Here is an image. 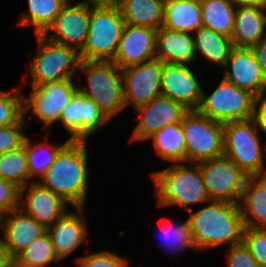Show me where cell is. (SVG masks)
Segmentation results:
<instances>
[{"label":"cell","instance_id":"obj_7","mask_svg":"<svg viewBox=\"0 0 266 267\" xmlns=\"http://www.w3.org/2000/svg\"><path fill=\"white\" fill-rule=\"evenodd\" d=\"M39 52L29 66L31 86L72 79L81 62L79 51L36 35Z\"/></svg>","mask_w":266,"mask_h":267},{"label":"cell","instance_id":"obj_41","mask_svg":"<svg viewBox=\"0 0 266 267\" xmlns=\"http://www.w3.org/2000/svg\"><path fill=\"white\" fill-rule=\"evenodd\" d=\"M255 119L259 129L266 134V91L256 97Z\"/></svg>","mask_w":266,"mask_h":267},{"label":"cell","instance_id":"obj_2","mask_svg":"<svg viewBox=\"0 0 266 267\" xmlns=\"http://www.w3.org/2000/svg\"><path fill=\"white\" fill-rule=\"evenodd\" d=\"M208 204L188 217L194 250L242 243L244 224L239 205L220 200H210Z\"/></svg>","mask_w":266,"mask_h":267},{"label":"cell","instance_id":"obj_13","mask_svg":"<svg viewBox=\"0 0 266 267\" xmlns=\"http://www.w3.org/2000/svg\"><path fill=\"white\" fill-rule=\"evenodd\" d=\"M108 121L110 119L96 103L79 91L71 103L62 109L59 119L63 128L70 134V141H86Z\"/></svg>","mask_w":266,"mask_h":267},{"label":"cell","instance_id":"obj_20","mask_svg":"<svg viewBox=\"0 0 266 267\" xmlns=\"http://www.w3.org/2000/svg\"><path fill=\"white\" fill-rule=\"evenodd\" d=\"M75 212H67L46 228L54 252L61 261L75 251L87 239L85 207H76Z\"/></svg>","mask_w":266,"mask_h":267},{"label":"cell","instance_id":"obj_1","mask_svg":"<svg viewBox=\"0 0 266 267\" xmlns=\"http://www.w3.org/2000/svg\"><path fill=\"white\" fill-rule=\"evenodd\" d=\"M87 141H68L38 182L73 208L84 207L89 189Z\"/></svg>","mask_w":266,"mask_h":267},{"label":"cell","instance_id":"obj_35","mask_svg":"<svg viewBox=\"0 0 266 267\" xmlns=\"http://www.w3.org/2000/svg\"><path fill=\"white\" fill-rule=\"evenodd\" d=\"M13 91H0V127L17 124L24 117L22 90L15 87Z\"/></svg>","mask_w":266,"mask_h":267},{"label":"cell","instance_id":"obj_39","mask_svg":"<svg viewBox=\"0 0 266 267\" xmlns=\"http://www.w3.org/2000/svg\"><path fill=\"white\" fill-rule=\"evenodd\" d=\"M20 188L0 178V216L19 208Z\"/></svg>","mask_w":266,"mask_h":267},{"label":"cell","instance_id":"obj_28","mask_svg":"<svg viewBox=\"0 0 266 267\" xmlns=\"http://www.w3.org/2000/svg\"><path fill=\"white\" fill-rule=\"evenodd\" d=\"M194 34L196 55L199 53L208 63L225 67L233 48L231 39L205 26L199 28Z\"/></svg>","mask_w":266,"mask_h":267},{"label":"cell","instance_id":"obj_30","mask_svg":"<svg viewBox=\"0 0 266 267\" xmlns=\"http://www.w3.org/2000/svg\"><path fill=\"white\" fill-rule=\"evenodd\" d=\"M203 26L231 38L236 6L230 0H199Z\"/></svg>","mask_w":266,"mask_h":267},{"label":"cell","instance_id":"obj_5","mask_svg":"<svg viewBox=\"0 0 266 267\" xmlns=\"http://www.w3.org/2000/svg\"><path fill=\"white\" fill-rule=\"evenodd\" d=\"M255 117L223 123V155L235 163L247 176L266 175L263 147Z\"/></svg>","mask_w":266,"mask_h":267},{"label":"cell","instance_id":"obj_22","mask_svg":"<svg viewBox=\"0 0 266 267\" xmlns=\"http://www.w3.org/2000/svg\"><path fill=\"white\" fill-rule=\"evenodd\" d=\"M238 205L244 227L266 230V175L247 176Z\"/></svg>","mask_w":266,"mask_h":267},{"label":"cell","instance_id":"obj_25","mask_svg":"<svg viewBox=\"0 0 266 267\" xmlns=\"http://www.w3.org/2000/svg\"><path fill=\"white\" fill-rule=\"evenodd\" d=\"M202 26L199 0H164L162 27L191 34Z\"/></svg>","mask_w":266,"mask_h":267},{"label":"cell","instance_id":"obj_26","mask_svg":"<svg viewBox=\"0 0 266 267\" xmlns=\"http://www.w3.org/2000/svg\"><path fill=\"white\" fill-rule=\"evenodd\" d=\"M128 25L158 30L164 20V0H119L117 3Z\"/></svg>","mask_w":266,"mask_h":267},{"label":"cell","instance_id":"obj_45","mask_svg":"<svg viewBox=\"0 0 266 267\" xmlns=\"http://www.w3.org/2000/svg\"><path fill=\"white\" fill-rule=\"evenodd\" d=\"M79 2L89 3L91 5H97V4H117L119 0H82Z\"/></svg>","mask_w":266,"mask_h":267},{"label":"cell","instance_id":"obj_23","mask_svg":"<svg viewBox=\"0 0 266 267\" xmlns=\"http://www.w3.org/2000/svg\"><path fill=\"white\" fill-rule=\"evenodd\" d=\"M196 58L194 38L189 33L160 27L156 33V59L166 63L190 64Z\"/></svg>","mask_w":266,"mask_h":267},{"label":"cell","instance_id":"obj_43","mask_svg":"<svg viewBox=\"0 0 266 267\" xmlns=\"http://www.w3.org/2000/svg\"><path fill=\"white\" fill-rule=\"evenodd\" d=\"M13 258L10 256L8 248L2 237H0V267H11Z\"/></svg>","mask_w":266,"mask_h":267},{"label":"cell","instance_id":"obj_12","mask_svg":"<svg viewBox=\"0 0 266 267\" xmlns=\"http://www.w3.org/2000/svg\"><path fill=\"white\" fill-rule=\"evenodd\" d=\"M125 106L136 109L161 95L162 62L154 59L149 62L131 65L121 69Z\"/></svg>","mask_w":266,"mask_h":267},{"label":"cell","instance_id":"obj_21","mask_svg":"<svg viewBox=\"0 0 266 267\" xmlns=\"http://www.w3.org/2000/svg\"><path fill=\"white\" fill-rule=\"evenodd\" d=\"M0 230L4 234L3 240L13 259L46 232L42 224L19 208L1 217Z\"/></svg>","mask_w":266,"mask_h":267},{"label":"cell","instance_id":"obj_9","mask_svg":"<svg viewBox=\"0 0 266 267\" xmlns=\"http://www.w3.org/2000/svg\"><path fill=\"white\" fill-rule=\"evenodd\" d=\"M187 163H199L223 156V124L198 110H189L182 119Z\"/></svg>","mask_w":266,"mask_h":267},{"label":"cell","instance_id":"obj_27","mask_svg":"<svg viewBox=\"0 0 266 267\" xmlns=\"http://www.w3.org/2000/svg\"><path fill=\"white\" fill-rule=\"evenodd\" d=\"M149 139L156 154L171 164L187 163L185 137L181 123L170 124L158 130Z\"/></svg>","mask_w":266,"mask_h":267},{"label":"cell","instance_id":"obj_17","mask_svg":"<svg viewBox=\"0 0 266 267\" xmlns=\"http://www.w3.org/2000/svg\"><path fill=\"white\" fill-rule=\"evenodd\" d=\"M156 33L153 28L125 24L112 62L123 69L156 59Z\"/></svg>","mask_w":266,"mask_h":267},{"label":"cell","instance_id":"obj_38","mask_svg":"<svg viewBox=\"0 0 266 267\" xmlns=\"http://www.w3.org/2000/svg\"><path fill=\"white\" fill-rule=\"evenodd\" d=\"M24 121L23 117L17 124L0 127V154L17 150L24 145Z\"/></svg>","mask_w":266,"mask_h":267},{"label":"cell","instance_id":"obj_8","mask_svg":"<svg viewBox=\"0 0 266 267\" xmlns=\"http://www.w3.org/2000/svg\"><path fill=\"white\" fill-rule=\"evenodd\" d=\"M201 114L219 123L248 120L255 117L256 96L224 78L210 95L202 91Z\"/></svg>","mask_w":266,"mask_h":267},{"label":"cell","instance_id":"obj_19","mask_svg":"<svg viewBox=\"0 0 266 267\" xmlns=\"http://www.w3.org/2000/svg\"><path fill=\"white\" fill-rule=\"evenodd\" d=\"M224 69L223 78L229 83L256 97L266 91V74L257 63L252 48L233 47Z\"/></svg>","mask_w":266,"mask_h":267},{"label":"cell","instance_id":"obj_34","mask_svg":"<svg viewBox=\"0 0 266 267\" xmlns=\"http://www.w3.org/2000/svg\"><path fill=\"white\" fill-rule=\"evenodd\" d=\"M165 223V224H164ZM163 223V230H161V237L164 240L166 250L172 252L181 251L186 252L187 248L194 249L195 244L192 237L191 227L189 219L182 224ZM160 237V238H161Z\"/></svg>","mask_w":266,"mask_h":267},{"label":"cell","instance_id":"obj_10","mask_svg":"<svg viewBox=\"0 0 266 267\" xmlns=\"http://www.w3.org/2000/svg\"><path fill=\"white\" fill-rule=\"evenodd\" d=\"M72 81L65 79L31 86L29 96L23 97L24 118H27L26 113L29 112L49 131V127L59 122L62 109L71 103L78 92V86Z\"/></svg>","mask_w":266,"mask_h":267},{"label":"cell","instance_id":"obj_36","mask_svg":"<svg viewBox=\"0 0 266 267\" xmlns=\"http://www.w3.org/2000/svg\"><path fill=\"white\" fill-rule=\"evenodd\" d=\"M242 242L258 266L266 267V230L244 227Z\"/></svg>","mask_w":266,"mask_h":267},{"label":"cell","instance_id":"obj_24","mask_svg":"<svg viewBox=\"0 0 266 267\" xmlns=\"http://www.w3.org/2000/svg\"><path fill=\"white\" fill-rule=\"evenodd\" d=\"M266 8L236 7L234 30L231 36L233 47L252 48L265 35Z\"/></svg>","mask_w":266,"mask_h":267},{"label":"cell","instance_id":"obj_29","mask_svg":"<svg viewBox=\"0 0 266 267\" xmlns=\"http://www.w3.org/2000/svg\"><path fill=\"white\" fill-rule=\"evenodd\" d=\"M69 0H28V12L22 13L16 26H33L35 35H43Z\"/></svg>","mask_w":266,"mask_h":267},{"label":"cell","instance_id":"obj_16","mask_svg":"<svg viewBox=\"0 0 266 267\" xmlns=\"http://www.w3.org/2000/svg\"><path fill=\"white\" fill-rule=\"evenodd\" d=\"M202 87L187 64L162 62L161 95L197 110L202 99Z\"/></svg>","mask_w":266,"mask_h":267},{"label":"cell","instance_id":"obj_31","mask_svg":"<svg viewBox=\"0 0 266 267\" xmlns=\"http://www.w3.org/2000/svg\"><path fill=\"white\" fill-rule=\"evenodd\" d=\"M47 139L45 136L43 142L32 145L30 137L26 136V160L31 181H34L32 177L41 178L45 174L59 150L69 141L66 140L63 144L55 146L48 143Z\"/></svg>","mask_w":266,"mask_h":267},{"label":"cell","instance_id":"obj_15","mask_svg":"<svg viewBox=\"0 0 266 267\" xmlns=\"http://www.w3.org/2000/svg\"><path fill=\"white\" fill-rule=\"evenodd\" d=\"M141 115L130 142L149 140L158 130L170 124L181 123L189 111L182 103L160 95L135 109Z\"/></svg>","mask_w":266,"mask_h":267},{"label":"cell","instance_id":"obj_46","mask_svg":"<svg viewBox=\"0 0 266 267\" xmlns=\"http://www.w3.org/2000/svg\"><path fill=\"white\" fill-rule=\"evenodd\" d=\"M11 267H30V266H25L23 264H20L15 259H13V261L11 263Z\"/></svg>","mask_w":266,"mask_h":267},{"label":"cell","instance_id":"obj_44","mask_svg":"<svg viewBox=\"0 0 266 267\" xmlns=\"http://www.w3.org/2000/svg\"><path fill=\"white\" fill-rule=\"evenodd\" d=\"M236 7H259L266 8V0H230Z\"/></svg>","mask_w":266,"mask_h":267},{"label":"cell","instance_id":"obj_33","mask_svg":"<svg viewBox=\"0 0 266 267\" xmlns=\"http://www.w3.org/2000/svg\"><path fill=\"white\" fill-rule=\"evenodd\" d=\"M14 259L30 267H48L51 262H60L47 232L28 245Z\"/></svg>","mask_w":266,"mask_h":267},{"label":"cell","instance_id":"obj_14","mask_svg":"<svg viewBox=\"0 0 266 267\" xmlns=\"http://www.w3.org/2000/svg\"><path fill=\"white\" fill-rule=\"evenodd\" d=\"M89 18V3L78 2L73 5L69 0L43 35L52 42L80 51L87 39ZM50 31L53 32L52 36H48Z\"/></svg>","mask_w":266,"mask_h":267},{"label":"cell","instance_id":"obj_11","mask_svg":"<svg viewBox=\"0 0 266 267\" xmlns=\"http://www.w3.org/2000/svg\"><path fill=\"white\" fill-rule=\"evenodd\" d=\"M210 200L238 204L247 175L224 155L198 163Z\"/></svg>","mask_w":266,"mask_h":267},{"label":"cell","instance_id":"obj_32","mask_svg":"<svg viewBox=\"0 0 266 267\" xmlns=\"http://www.w3.org/2000/svg\"><path fill=\"white\" fill-rule=\"evenodd\" d=\"M0 178L20 189L31 182L26 160V139L19 149L0 154Z\"/></svg>","mask_w":266,"mask_h":267},{"label":"cell","instance_id":"obj_42","mask_svg":"<svg viewBox=\"0 0 266 267\" xmlns=\"http://www.w3.org/2000/svg\"><path fill=\"white\" fill-rule=\"evenodd\" d=\"M257 63L266 74V33L260 41L252 47Z\"/></svg>","mask_w":266,"mask_h":267},{"label":"cell","instance_id":"obj_4","mask_svg":"<svg viewBox=\"0 0 266 267\" xmlns=\"http://www.w3.org/2000/svg\"><path fill=\"white\" fill-rule=\"evenodd\" d=\"M125 24L117 4H90L88 35L80 59L112 61Z\"/></svg>","mask_w":266,"mask_h":267},{"label":"cell","instance_id":"obj_3","mask_svg":"<svg viewBox=\"0 0 266 267\" xmlns=\"http://www.w3.org/2000/svg\"><path fill=\"white\" fill-rule=\"evenodd\" d=\"M187 164H171L164 170L152 173L155 183V194L160 206L178 205L184 211L192 212L189 205L208 203L210 201L199 164L193 167Z\"/></svg>","mask_w":266,"mask_h":267},{"label":"cell","instance_id":"obj_6","mask_svg":"<svg viewBox=\"0 0 266 267\" xmlns=\"http://www.w3.org/2000/svg\"><path fill=\"white\" fill-rule=\"evenodd\" d=\"M83 71L88 88L78 87V91L91 98L111 120L124 110V88L121 69L112 61L81 60L79 70Z\"/></svg>","mask_w":266,"mask_h":267},{"label":"cell","instance_id":"obj_37","mask_svg":"<svg viewBox=\"0 0 266 267\" xmlns=\"http://www.w3.org/2000/svg\"><path fill=\"white\" fill-rule=\"evenodd\" d=\"M77 267H127L128 260L110 251L89 253L76 260Z\"/></svg>","mask_w":266,"mask_h":267},{"label":"cell","instance_id":"obj_40","mask_svg":"<svg viewBox=\"0 0 266 267\" xmlns=\"http://www.w3.org/2000/svg\"><path fill=\"white\" fill-rule=\"evenodd\" d=\"M227 260V267H259L243 242L229 247Z\"/></svg>","mask_w":266,"mask_h":267},{"label":"cell","instance_id":"obj_18","mask_svg":"<svg viewBox=\"0 0 266 267\" xmlns=\"http://www.w3.org/2000/svg\"><path fill=\"white\" fill-rule=\"evenodd\" d=\"M67 205L66 201L46 189L36 179L20 189L19 209L45 228L67 212Z\"/></svg>","mask_w":266,"mask_h":267}]
</instances>
